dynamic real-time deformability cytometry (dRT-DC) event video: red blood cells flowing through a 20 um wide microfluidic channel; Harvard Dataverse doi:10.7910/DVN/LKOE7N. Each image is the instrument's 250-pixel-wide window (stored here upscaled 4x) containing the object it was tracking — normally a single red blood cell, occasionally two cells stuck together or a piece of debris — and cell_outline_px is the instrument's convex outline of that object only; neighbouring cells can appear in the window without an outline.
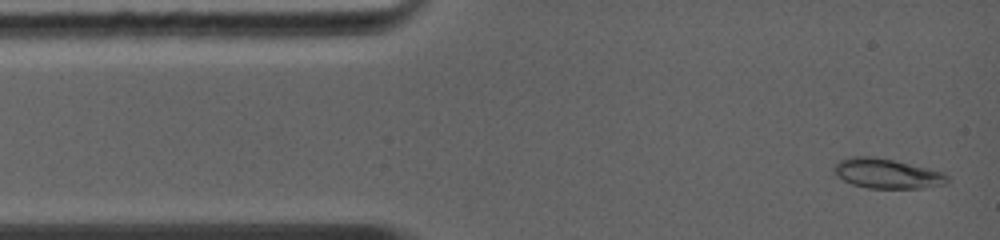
{"species": "common noctule bat (a hibernating species)", "species_latin": "Nyctalus noctula", "temperature_condition": "warm", "stored_images_in_passage": 18, "camera_frame_rate_fps": 5000, "um_per_image_px": 0.085, "animal": {"sex": "female", "body_mass_g": 19.0, "forearm_length_mm": 56.7}, "frame": {"image": 1, "passage_image": 2, "time_ms": 0.2, "image_size_px": [1000, 240], "cell_outline_px": [[948, 180], [944, 184], [920, 188], [868, 188], [852, 184], [844, 180], [832, 168], [840, 160], [852, 156], [868, 156], [892, 160], [936, 172], [944, 176]], "centroid_in_image_um": [75.28, 14.76], "position_along_channel_um": 9.7, "area_um2": 18.67}}
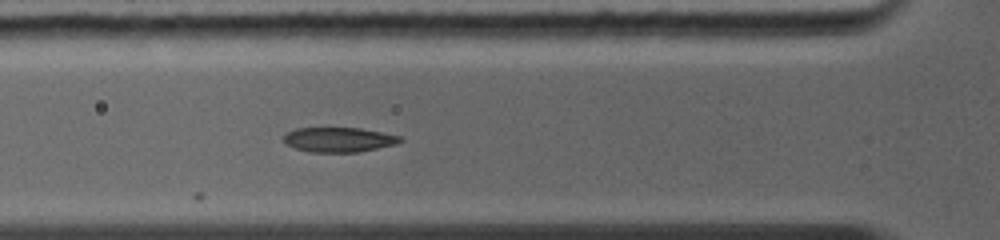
{"frame": {"image": 2, "passage_image": 13, "time_ms": 3.6, "image_size_px": [1000, 240], "cell_outline_px": [[404, 140], [396, 144], [356, 152], [308, 152], [296, 148], [288, 144], [284, 140], [284, 136], [288, 132], [296, 128], [360, 128], [400, 136]], "centroid_in_image_um": [28.81, 11.87], "position_along_channel_um": 97.0, "area_um2": 16.53}}
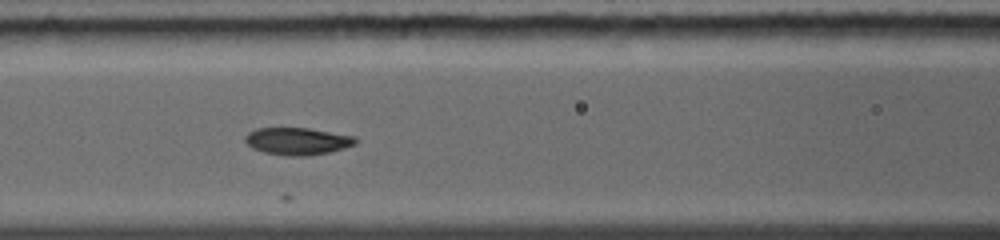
{"frame": {"image": 3, "passage_image": 16, "time_ms": 4.6, "image_size_px": [1000, 240], "cell_outline_px": [[356, 144], [344, 148], [328, 152], [304, 156], [296, 156], [264, 152], [252, 148], [244, 140], [244, 136], [248, 132], [256, 128], [308, 128], [356, 136]], "centroid_in_image_um": [25.27, 11.98], "position_along_channel_um": 141.3, "area_um2": 17.4}}